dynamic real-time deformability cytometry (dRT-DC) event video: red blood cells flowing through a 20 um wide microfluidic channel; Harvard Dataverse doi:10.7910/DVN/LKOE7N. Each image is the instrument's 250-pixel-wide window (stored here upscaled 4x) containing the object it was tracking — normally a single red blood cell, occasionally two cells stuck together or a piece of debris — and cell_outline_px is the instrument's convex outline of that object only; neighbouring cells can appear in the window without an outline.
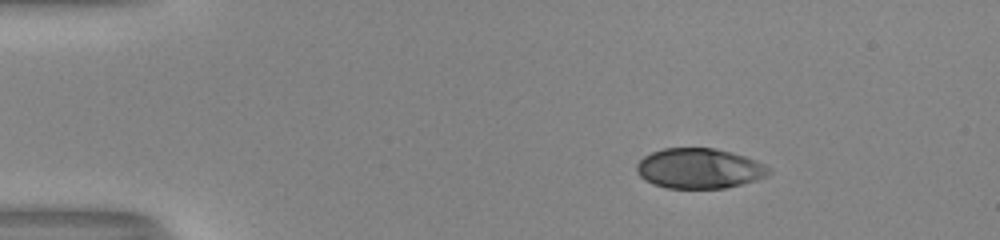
{"species": "human", "species_latin": "Homo sapiens", "temperature_condition": "room temperature", "stored_images_in_passage": 45, "camera_frame_rate_fps": 3000, "um_per_image_px": 0.085, "donor": {"sex": "male"}, "frame": {"image": 1, "passage_image": 1, "time_ms": 0.0, "image_size_px": [1000, 240], "cell_outline_px": [[772, 172], [768, 176], [756, 180], [724, 188], [668, 188], [652, 184], [644, 180], [636, 172], [636, 164], [644, 156], [652, 152], [664, 148], [716, 148], [732, 152], [756, 160], [772, 168]], "centroid_in_image_um": [59.45, 14.31], "position_along_channel_um": 25.6, "area_um2": 31.15}}
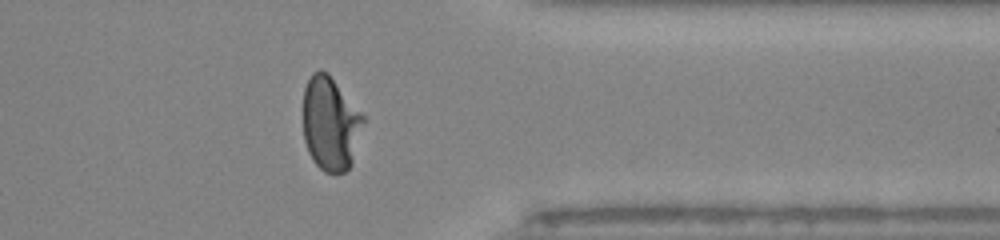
{"frame": {"image": 2, "passage_image": 35, "time_ms": 11.333, "image_size_px": [1000, 240], "cell_outline_px": [[364, 120], [352, 164], [344, 172], [324, 172], [312, 160], [308, 152], [304, 140], [304, 88], [312, 72], [320, 68], [328, 72], [364, 116]], "centroid_in_image_um": [28.07, 10.49], "position_along_channel_um": 383.3, "area_um2": 32.83}}
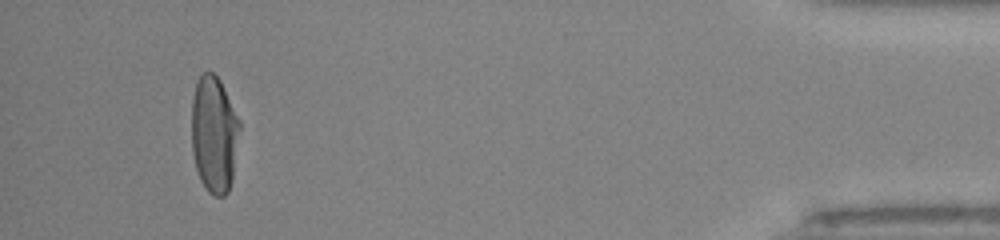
{"frame": {"image": 3, "passage_image": 42, "time_ms": 13.667, "image_size_px": [1000, 240], "cell_outline_px": [[240, 128], [232, 176], [228, 192], [224, 196], [216, 196], [208, 192], [200, 180], [196, 168], [192, 152], [192, 100], [196, 80], [204, 72], [212, 72], [220, 80], [240, 120]], "centroid_in_image_um": [18.19, 11.4], "position_along_channel_um": 417.0, "area_um2": 32.66}, "authors_computed_cell_mechanics": {"area_um2": 32.657, "velocity_mm_per_s": 3.9902, "shape_relaxation_time_tau1_ms": 4.7079, "shape_relaxation_time_tau2_ms": null, "deformation_change_tau1": 0.2299, "deformation_change_tau2": null}}